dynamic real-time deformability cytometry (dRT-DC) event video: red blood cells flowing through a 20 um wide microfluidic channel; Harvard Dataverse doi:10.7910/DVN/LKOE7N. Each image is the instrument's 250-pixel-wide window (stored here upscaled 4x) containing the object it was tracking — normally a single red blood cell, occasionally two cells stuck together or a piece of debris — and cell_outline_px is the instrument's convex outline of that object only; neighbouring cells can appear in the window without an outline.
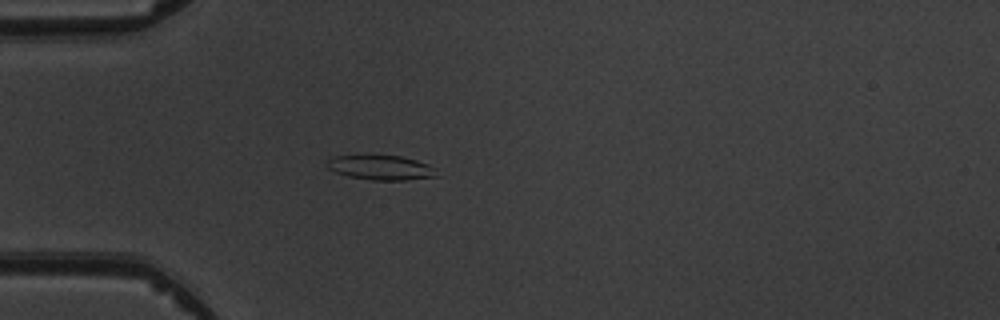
{"species": "common noctule bat (a hibernating species)", "species_latin": "Nyctalus noctula", "temperature_condition": "warm", "stored_images_in_passage": 4, "camera_frame_rate_fps": 3000, "um_per_image_px": 0.085, "animal": {"sex": "male", "body_mass_g": 19.5, "forearm_length_mm": 54.6}, "frame": {"image": 1, "passage_image": 4, "time_ms": 4.333, "image_size_px": [1000, 320], "cell_outline_px": [[440, 176], [408, 180], [372, 180], [348, 176], [336, 172], [328, 168], [324, 164], [324, 160], [336, 156], [400, 156], [416, 160], [428, 164], [436, 168]], "centroid_in_image_um": [32.4, 14.26], "position_along_channel_um": 52.6, "area_um2": 15.84}}